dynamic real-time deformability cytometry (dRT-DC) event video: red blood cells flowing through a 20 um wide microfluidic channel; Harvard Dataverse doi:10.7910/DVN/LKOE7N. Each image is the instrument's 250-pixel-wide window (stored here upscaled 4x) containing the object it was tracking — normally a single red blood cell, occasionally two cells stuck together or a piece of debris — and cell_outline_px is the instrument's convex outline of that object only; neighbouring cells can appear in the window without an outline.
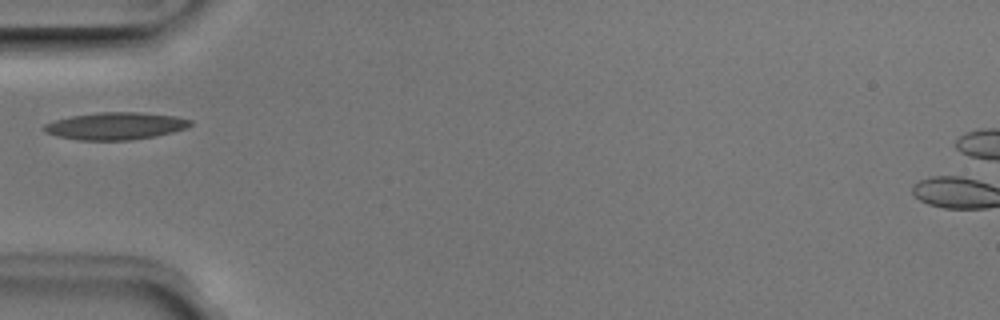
{"species": "Egyptian fruit bat (a non-hibernating species)", "species_latin": "Rousettus aegyptiacus", "temperature_condition": "room temperature", "stored_images_in_passage": 1, "camera_frame_rate_fps": 3000, "um_per_image_px": 0.085, "animal": {"sex": "male"}, "frame": {"image": 1, "passage_image": 1, "time_ms": 0.0, "image_size_px": [1000, 320], "cell_outline_px": [[192, 124], [188, 128], [156, 136], [132, 140], [76, 140], [56, 136], [44, 132], [40, 128], [44, 124], [56, 120], [72, 116], [100, 112], [140, 112], [176, 116], [192, 120]], "centroid_in_image_um": [9.81, 10.71], "position_along_channel_um": 75.2, "area_um2": 23.47}}